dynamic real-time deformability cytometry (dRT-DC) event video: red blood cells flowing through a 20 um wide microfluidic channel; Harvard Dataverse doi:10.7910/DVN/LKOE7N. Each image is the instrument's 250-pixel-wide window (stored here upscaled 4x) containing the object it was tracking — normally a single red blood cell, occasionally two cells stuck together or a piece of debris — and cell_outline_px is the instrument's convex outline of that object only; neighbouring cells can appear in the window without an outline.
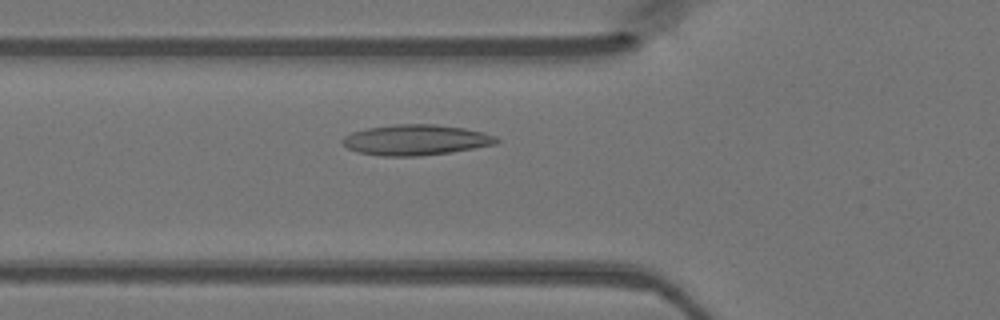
{"species": "Egyptian fruit bat (a non-hibernating species)", "species_latin": "Rousettus aegyptiacus", "temperature_condition": "warm", "stored_images_in_passage": 45, "camera_frame_rate_fps": 3000, "um_per_image_px": 0.085, "animal": {"sex": "female"}, "frame": {"image": 1, "passage_image": 14, "time_ms": 4.333, "image_size_px": [1000, 320], "cell_outline_px": [[500, 140], [496, 144], [452, 152], [420, 156], [380, 156], [360, 152], [348, 148], [340, 140], [344, 136], [352, 132], [368, 128], [396, 124], [436, 124], [464, 128], [484, 132], [496, 136]], "centroid_in_image_um": [35.37, 11.89], "position_along_channel_um": 90.4, "area_um2": 27.46}}
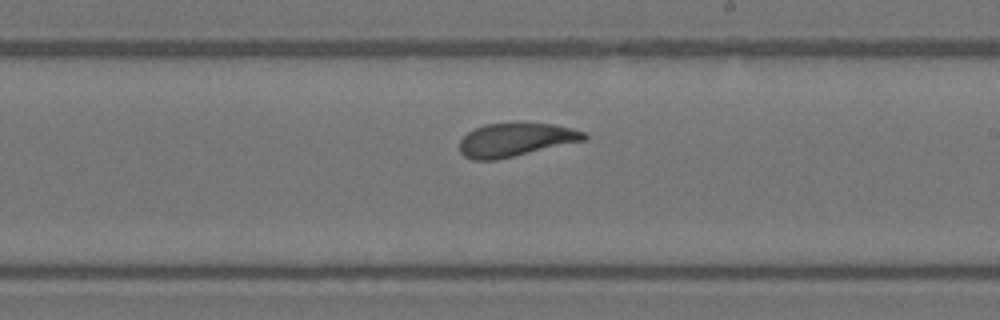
{"frame": {"image": 2, "passage_image": 25, "time_ms": 8.0, "image_size_px": [1000, 320], "cell_outline_px": [[588, 140], [496, 160], [472, 160], [464, 156], [460, 152], [460, 140], [468, 132], [484, 124], [552, 124], [572, 128], [584, 132], [588, 136]], "centroid_in_image_um": [43.84, 11.9], "position_along_channel_um": 245.2, "area_um2": 24.1}}
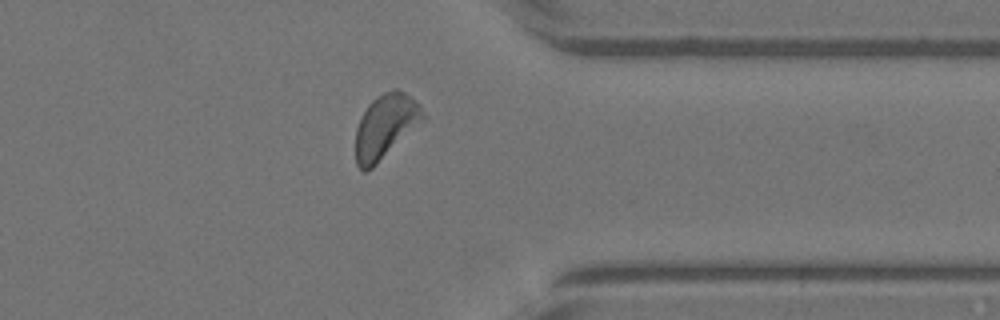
{"frame": {"image": 3, "passage_image": 35, "time_ms": 11.333, "image_size_px": [1000, 320], "cell_outline_px": [[428, 120], [372, 168], [364, 172], [356, 164], [356, 128], [360, 116], [368, 104], [376, 96], [392, 88], [396, 88], [404, 92], [420, 104], [428, 116]], "centroid_in_image_um": [32.83, 10.72], "position_along_channel_um": 378.6, "area_um2": 26.07}}